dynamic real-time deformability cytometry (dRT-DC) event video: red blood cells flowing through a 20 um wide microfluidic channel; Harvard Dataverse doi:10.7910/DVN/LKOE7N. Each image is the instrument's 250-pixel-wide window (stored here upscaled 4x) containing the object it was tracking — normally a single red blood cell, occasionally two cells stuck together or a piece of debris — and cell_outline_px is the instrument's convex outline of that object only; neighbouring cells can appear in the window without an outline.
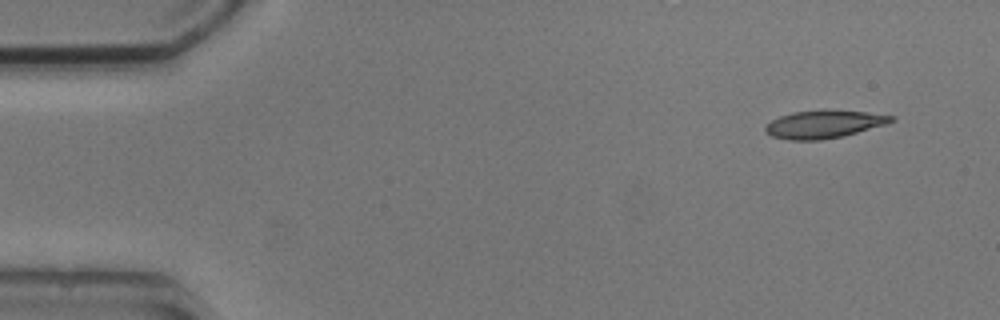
{"species": "common noctule bat (a hibernating species)", "species_latin": "Nyctalus noctula", "temperature_condition": "cold", "stored_images_in_passage": 5, "camera_frame_rate_fps": 3000, "um_per_image_px": 0.085, "animal": {"sex": "male", "body_mass_g": 20.5, "forearm_length_mm": 52.5}, "frame": {"image": 1, "passage_image": 1, "time_ms": 0.0, "image_size_px": [1000, 320], "cell_outline_px": [[896, 120], [884, 124], [844, 136], [820, 140], [788, 140], [772, 136], [764, 132], [764, 128], [772, 120], [780, 116], [792, 112], [864, 112], [896, 116]], "centroid_in_image_um": [70.0, 10.6], "position_along_channel_um": 15.0, "area_um2": 19.65}}
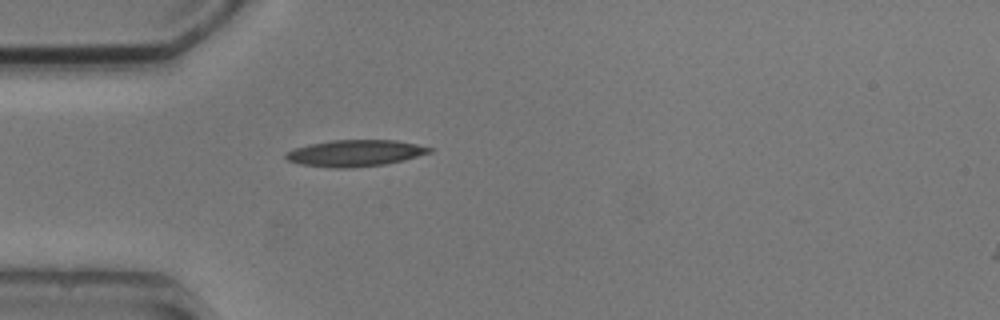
{"frame": {"image": 2, "passage_image": 4, "time_ms": 3.667, "image_size_px": [1000, 320], "cell_outline_px": [[432, 152], [404, 160], [384, 164], [352, 168], [332, 168], [300, 164], [288, 160], [284, 156], [288, 152], [296, 148], [308, 144], [332, 140], [396, 140], [416, 144], [432, 148]], "centroid_in_image_um": [30.19, 13.02], "position_along_channel_um": 54.8, "area_um2": 22.08}}